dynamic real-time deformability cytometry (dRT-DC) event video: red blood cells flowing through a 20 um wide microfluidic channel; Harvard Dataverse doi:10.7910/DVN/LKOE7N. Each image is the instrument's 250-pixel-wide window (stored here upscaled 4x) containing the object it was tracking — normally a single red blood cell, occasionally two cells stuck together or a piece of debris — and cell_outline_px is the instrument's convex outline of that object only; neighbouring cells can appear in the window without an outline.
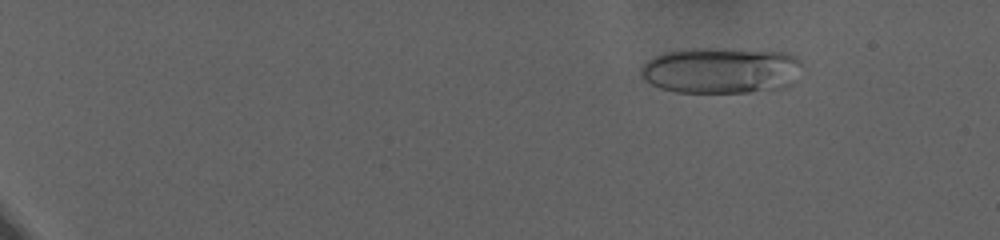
{"species": "human", "species_latin": "Homo sapiens", "temperature_condition": "warm", "stored_images_in_passage": 69, "camera_frame_rate_fps": 3000, "um_per_image_px": 0.085, "donor": {"sex": "female"}, "frame": {"image": 1, "passage_image": 13, "time_ms": 4.0, "image_size_px": [1000, 240], "cell_outline_px": [[804, 68], [792, 84], [784, 88], [772, 92], [676, 92], [660, 88], [644, 80], [640, 76], [640, 68], [648, 60], [664, 52], [688, 48], [724, 48], [788, 52], [796, 56], [804, 64]], "centroid_in_image_um": [61.38, 5.98], "position_along_channel_um": 23.6, "area_um2": 44.51}}
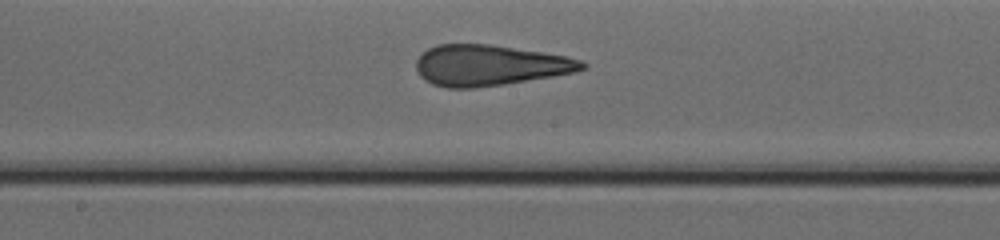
{"frame": {"image": 2, "passage_image": 49, "time_ms": 16.0, "image_size_px": [1000, 240], "cell_outline_px": [[588, 68], [576, 72], [504, 84], [476, 88], [448, 88], [432, 84], [424, 80], [420, 76], [416, 68], [416, 60], [428, 48], [436, 44], [488, 44], [544, 52], [564, 56], [580, 60], [588, 64]], "centroid_in_image_um": [41.62, 5.55], "position_along_channel_um": 206.6, "area_um2": 39.48}}
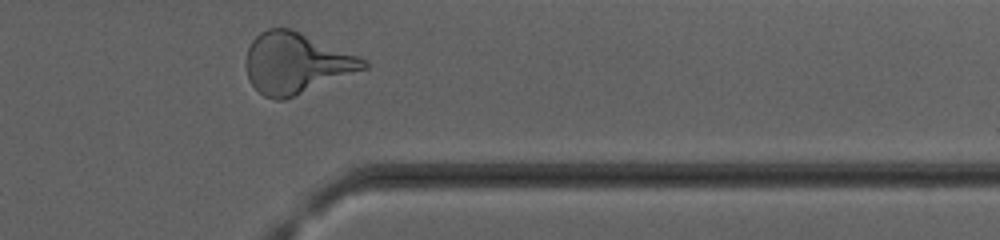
{"frame": {"image": 3, "passage_image": 68, "time_ms": 22.333, "image_size_px": [1000, 240], "cell_outline_px": [[368, 68], [284, 100], [276, 100], [264, 96], [248, 80], [244, 64], [248, 48], [252, 40], [260, 32], [268, 28], [292, 28], [356, 56], [364, 60], [368, 64]], "centroid_in_image_um": [25.11, 5.37], "position_along_channel_um": 386.3, "area_um2": 41.38}, "authors_computed_cell_mechanics": {"area_um2": 40.5756, "velocity_mm_per_s": 2.8652, "shape_relaxation_time_tau1_ms": null, "shape_relaxation_time_tau2_ms": 1.597, "deformation_change_tau1": null, "deformation_change_tau2": 0.1146}}